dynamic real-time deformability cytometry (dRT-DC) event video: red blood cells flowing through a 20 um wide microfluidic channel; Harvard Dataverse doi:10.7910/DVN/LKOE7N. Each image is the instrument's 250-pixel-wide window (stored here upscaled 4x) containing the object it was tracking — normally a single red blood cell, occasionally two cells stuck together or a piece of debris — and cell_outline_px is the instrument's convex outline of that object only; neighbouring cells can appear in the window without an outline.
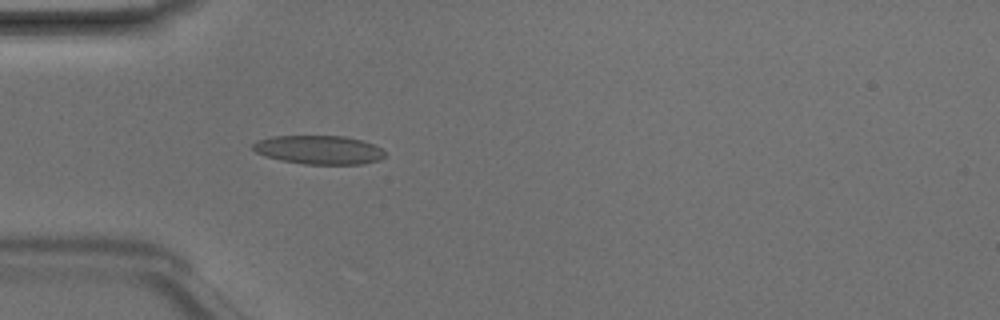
{"species": "Egyptian fruit bat (a non-hibernating species)", "species_latin": "Rousettus aegyptiacus", "temperature_condition": "room temperature", "stored_images_in_passage": 48, "camera_frame_rate_fps": 3000, "um_per_image_px": 0.085, "animal": {"sex": "male"}, "frame": {"image": 1, "passage_image": 14, "time_ms": 4.333, "image_size_px": [1000, 320], "cell_outline_px": [[384, 156], [380, 160], [364, 164], [304, 164], [280, 160], [264, 156], [256, 152], [252, 148], [252, 144], [256, 140], [272, 136], [344, 136], [360, 140], [372, 144], [380, 148], [384, 152]], "centroid_in_image_um": [27.07, 12.74], "position_along_channel_um": 57.9, "area_um2": 22.14}}
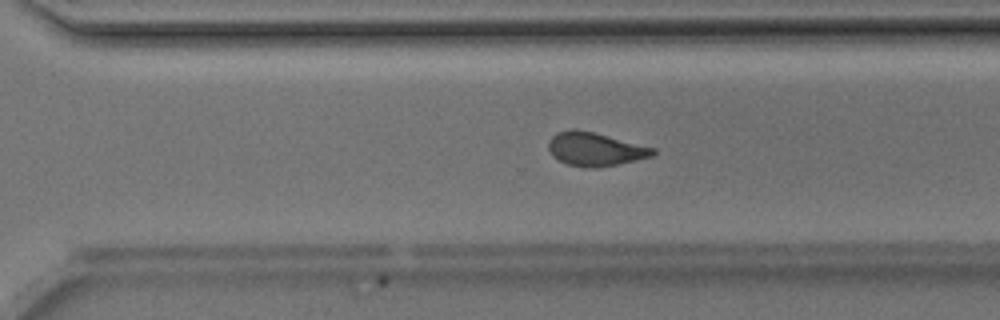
{"frame": {"image": 2, "passage_image": 33, "time_ms": 10.667, "image_size_px": [1000, 320], "cell_outline_px": [[656, 152], [652, 156], [636, 160], [596, 168], [584, 168], [568, 164], [556, 160], [552, 156], [548, 148], [548, 140], [556, 132], [592, 132], [656, 148]], "centroid_in_image_um": [50.58, 12.72], "position_along_channel_um": 320.0, "area_um2": 19.94}}
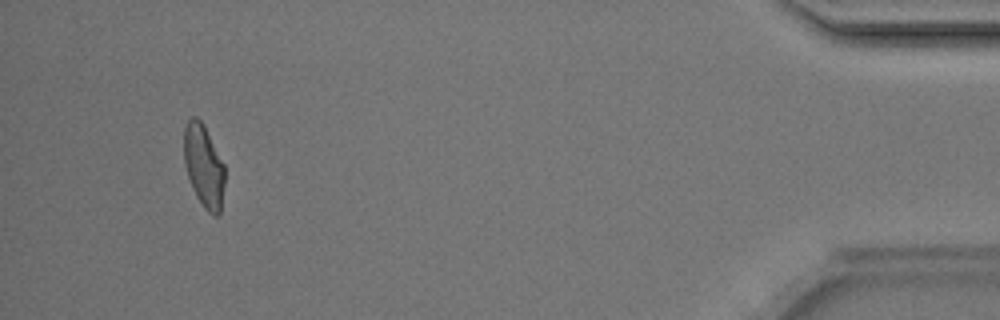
{"frame": {"image": 3, "passage_image": 45, "time_ms": 14.667, "image_size_px": [1000, 320], "cell_outline_px": [[224, 184], [220, 212], [216, 216], [212, 216], [204, 208], [196, 196], [192, 188], [184, 164], [184, 128], [188, 120], [192, 116], [196, 116], [204, 124], [224, 164]], "centroid_in_image_um": [17.31, 14.1], "position_along_channel_um": 417.9, "area_um2": 19.71}, "authors_computed_cell_mechanics": {"area_um2": 20.7502, "velocity_mm_per_s": 4.2098, "shape_relaxation_time_tau1_ms": 3.5507, "shape_relaxation_time_tau2_ms": 1.5663, "deformation_change_tau1": 0.139, "deformation_change_tau2": 0.085}}